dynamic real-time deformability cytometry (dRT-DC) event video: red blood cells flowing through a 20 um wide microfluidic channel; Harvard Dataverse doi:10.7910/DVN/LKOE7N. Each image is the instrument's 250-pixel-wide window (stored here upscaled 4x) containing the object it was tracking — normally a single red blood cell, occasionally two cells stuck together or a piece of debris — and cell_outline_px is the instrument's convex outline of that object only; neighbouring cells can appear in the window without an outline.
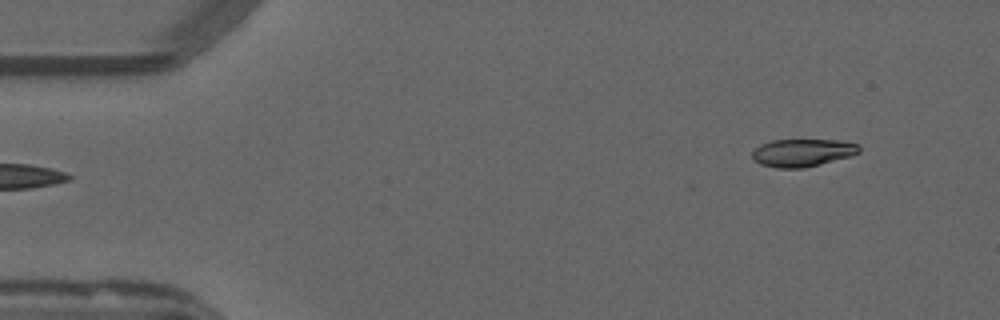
{"species": "common noctule bat (a hibernating species)", "species_latin": "Nyctalus noctula", "temperature_condition": "warm", "stored_images_in_passage": 49, "camera_frame_rate_fps": 3000, "um_per_image_px": 0.085, "animal": {"sex": "male", "forearm_length_mm": 52.5}, "frame": {"image": 1, "passage_image": 1, "time_ms": 0.0, "image_size_px": [1000, 320], "cell_outline_px": [[860, 152], [848, 156], [820, 164], [804, 168], [776, 168], [760, 164], [752, 160], [752, 152], [760, 144], [772, 140], [840, 140], [860, 144]], "centroid_in_image_um": [68.19, 12.97], "position_along_channel_um": 16.8, "area_um2": 17.28}}
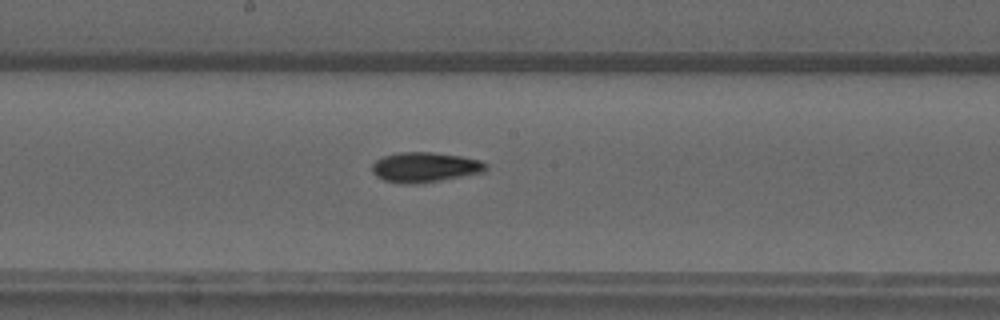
{"frame": {"image": 2, "passage_image": 24, "time_ms": 7.667, "image_size_px": [1000, 320], "cell_outline_px": [[488, 168], [484, 172], [440, 180], [416, 184], [400, 184], [384, 180], [376, 176], [372, 172], [372, 164], [376, 160], [384, 156], [400, 152], [432, 152], [460, 156], [480, 160], [488, 164]], "centroid_in_image_um": [36.11, 14.22], "position_along_channel_um": 212.1, "area_um2": 19.94}}
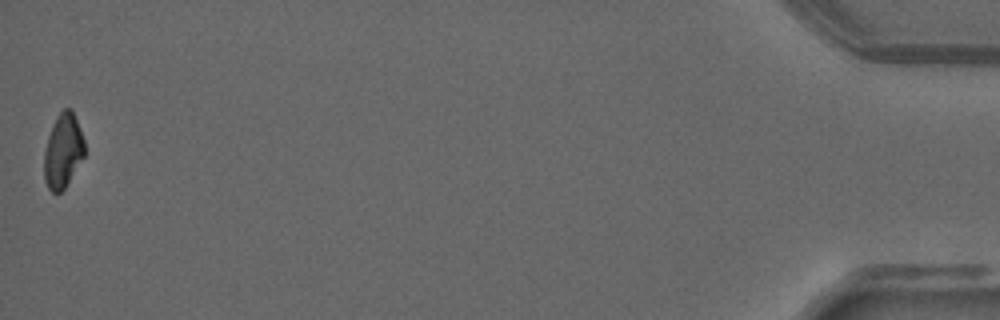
{"frame": {"image": 3, "passage_image": 49, "time_ms": 16.0, "image_size_px": [1000, 320], "cell_outline_px": [[84, 156], [64, 188], [60, 192], [52, 192], [48, 188], [44, 180], [44, 152], [48, 136], [56, 116], [64, 108], [72, 108], [84, 140]], "centroid_in_image_um": [5.34, 12.8], "position_along_channel_um": 429.9, "area_um2": 17.34}, "authors_computed_cell_mechanics": {"area_um2": 18.785, "velocity_mm_per_s": 3.8302, "shape_relaxation_time_tau1_ms": 5.2901, "shape_relaxation_time_tau2_ms": 4.1946, "deformation_change_tau1": 0.1753, "deformation_change_tau2": 0.1025}}